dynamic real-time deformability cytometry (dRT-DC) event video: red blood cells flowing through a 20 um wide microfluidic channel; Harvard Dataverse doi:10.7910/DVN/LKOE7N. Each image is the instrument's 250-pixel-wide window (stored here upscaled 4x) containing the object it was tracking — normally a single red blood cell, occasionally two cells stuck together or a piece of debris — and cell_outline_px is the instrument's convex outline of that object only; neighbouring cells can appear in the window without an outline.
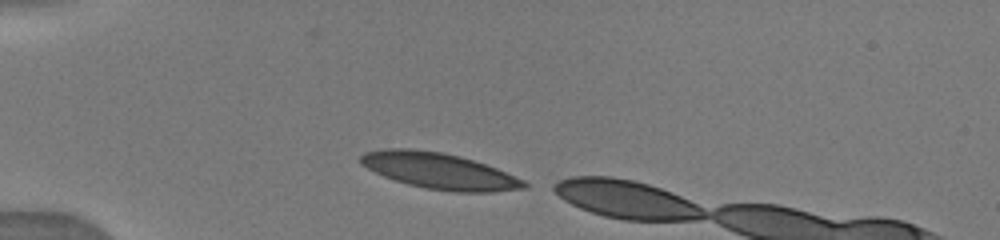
{"species": "human", "species_latin": "Homo sapiens", "temperature_condition": "warm", "stored_images_in_passage": 2, "camera_frame_rate_fps": 3000, "um_per_image_px": 0.085, "donor": {"sex": "male"}, "frame": {"image": 1, "passage_image": 1, "time_ms": 0.0, "image_size_px": [1000, 240], "cell_outline_px": [[528, 188], [492, 192], [452, 192], [424, 188], [408, 184], [384, 176], [360, 164], [360, 156], [364, 152], [384, 148], [408, 148], [444, 152], [460, 156], [496, 168], [524, 180], [528, 184]], "centroid_in_image_um": [37.34, 14.53], "position_along_channel_um": 47.7, "area_um2": 34.33}}